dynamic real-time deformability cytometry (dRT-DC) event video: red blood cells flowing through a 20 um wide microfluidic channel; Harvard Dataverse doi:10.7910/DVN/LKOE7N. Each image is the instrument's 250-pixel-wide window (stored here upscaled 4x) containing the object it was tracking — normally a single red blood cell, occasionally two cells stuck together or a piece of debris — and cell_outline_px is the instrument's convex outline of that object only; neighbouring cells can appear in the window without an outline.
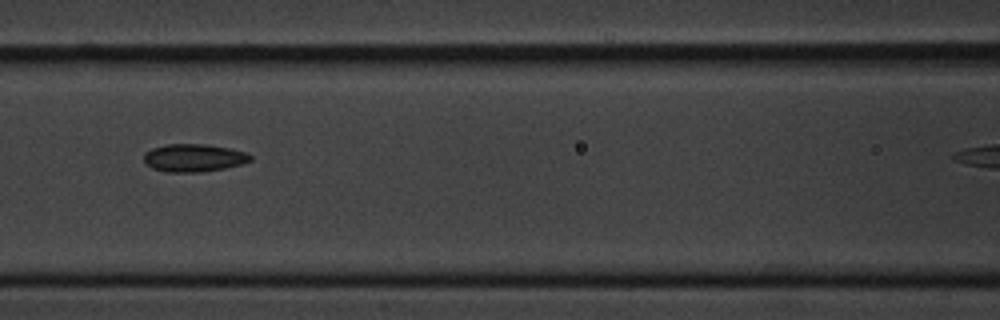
{"species": "common noctule bat (a hibernating species)", "species_latin": "Nyctalus noctula", "temperature_condition": "cold", "stored_images_in_passage": 14, "camera_frame_rate_fps": 3000, "um_per_image_px": 0.085, "animal": {"sex": "male", "body_mass_g": 20.1, "forearm_length_mm": 53.5}, "frame": {"image": 1, "passage_image": 4, "time_ms": 3.667, "image_size_px": [1000, 320], "cell_outline_px": [[252, 160], [240, 164], [224, 168], [200, 172], [168, 172], [152, 168], [144, 160], [144, 152], [152, 148], [164, 144], [208, 144], [248, 152], [252, 156]], "centroid_in_image_um": [16.47, 13.4], "position_along_channel_um": 150.1, "area_um2": 17.28}}
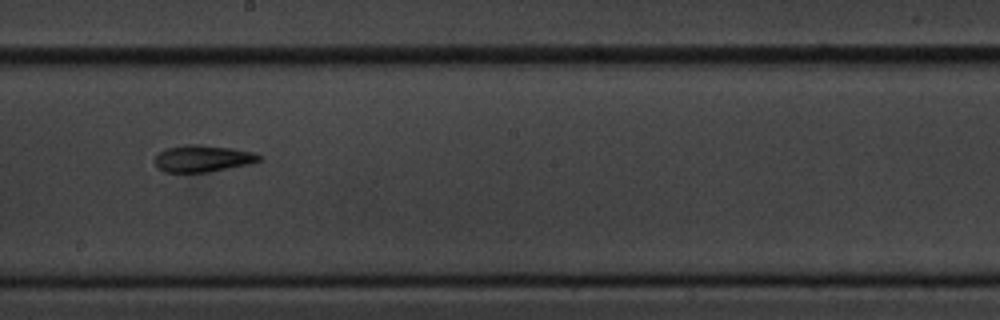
{"frame": {"image": 2, "passage_image": 7, "time_ms": 8.0, "image_size_px": [1000, 320], "cell_outline_px": [[264, 160], [248, 164], [208, 172], [164, 172], [156, 168], [152, 160], [160, 152], [168, 148], [184, 144], [200, 144], [232, 148], [252, 152], [264, 156]], "centroid_in_image_um": [17.22, 13.47], "position_along_channel_um": 231.0, "area_um2": 16.53}}
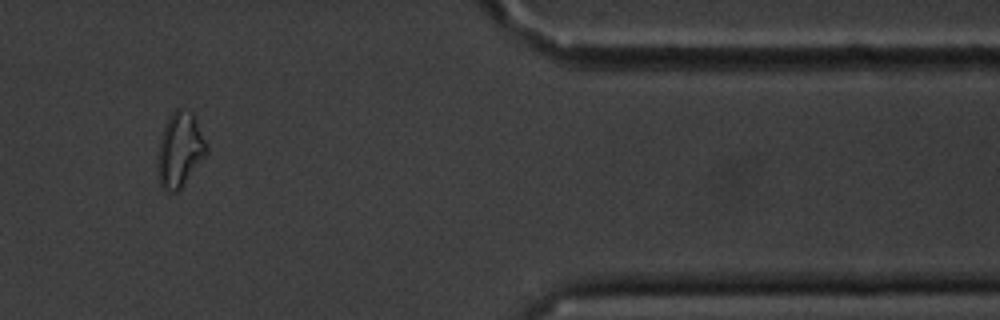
{"frame": {"image": 3, "passage_image": 12, "time_ms": 13.667, "image_size_px": [1000, 320], "cell_outline_px": [[208, 152], [180, 188], [176, 192], [164, 192], [160, 184], [156, 172], [156, 160], [160, 140], [164, 124], [168, 116], [176, 108], [180, 108], [192, 112], [208, 148]], "centroid_in_image_um": [15.24, 12.74], "position_along_channel_um": 396.2, "area_um2": 21.33}}